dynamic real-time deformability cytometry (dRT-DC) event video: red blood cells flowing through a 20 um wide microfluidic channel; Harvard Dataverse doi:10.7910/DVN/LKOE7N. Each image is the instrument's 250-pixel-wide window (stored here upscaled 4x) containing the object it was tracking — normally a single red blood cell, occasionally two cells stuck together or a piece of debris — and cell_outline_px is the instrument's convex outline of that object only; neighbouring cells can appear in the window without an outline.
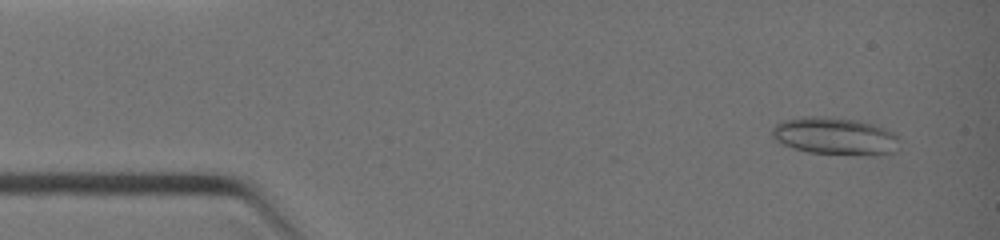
{"species": "common noctule bat (a hibernating species)", "species_latin": "Nyctalus noctula", "temperature_condition": "warm", "stored_images_in_passage": 8, "camera_frame_rate_fps": 3000, "um_per_image_px": 0.085, "animal": {"sex": "female", "body_mass_g": 19.0, "forearm_length_mm": 51.5}, "frame": {"image": 1, "passage_image": 2, "time_ms": 0.333, "image_size_px": [1000, 240], "cell_outline_px": [[900, 140], [896, 152], [876, 156], [872, 156], [808, 152], [792, 148], [780, 144], [772, 136], [772, 128], [776, 124], [784, 120], [804, 116], [820, 116], [856, 120], [872, 124], [896, 132]], "centroid_in_image_um": [71.02, 11.59], "position_along_channel_um": 14.0, "area_um2": 28.21}}